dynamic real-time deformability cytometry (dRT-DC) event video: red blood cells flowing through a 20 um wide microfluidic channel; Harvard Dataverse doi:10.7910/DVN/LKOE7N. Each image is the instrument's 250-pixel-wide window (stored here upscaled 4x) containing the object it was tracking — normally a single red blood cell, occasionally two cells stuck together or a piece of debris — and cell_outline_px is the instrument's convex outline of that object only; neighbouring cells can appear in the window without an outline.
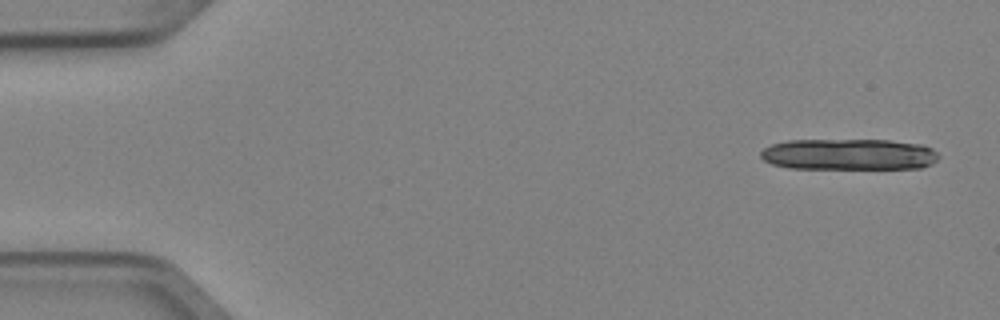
{"species": "Egyptian fruit bat (a non-hibernating species)", "species_latin": "Rousettus aegyptiacus", "temperature_condition": "cold", "stored_images_in_passage": 4, "camera_frame_rate_fps": 3000, "um_per_image_px": 0.085, "animal": {"sex": "female"}, "frame": {"image": 1, "passage_image": 1, "time_ms": 0.0, "image_size_px": [1000, 320], "cell_outline_px": [[940, 156], [932, 164], [920, 168], [788, 168], [772, 164], [764, 160], [760, 156], [760, 152], [764, 148], [772, 144], [788, 140], [888, 140], [924, 144], [932, 148]], "centroid_in_image_um": [72.17, 13.11], "position_along_channel_um": 12.8, "area_um2": 32.48}}